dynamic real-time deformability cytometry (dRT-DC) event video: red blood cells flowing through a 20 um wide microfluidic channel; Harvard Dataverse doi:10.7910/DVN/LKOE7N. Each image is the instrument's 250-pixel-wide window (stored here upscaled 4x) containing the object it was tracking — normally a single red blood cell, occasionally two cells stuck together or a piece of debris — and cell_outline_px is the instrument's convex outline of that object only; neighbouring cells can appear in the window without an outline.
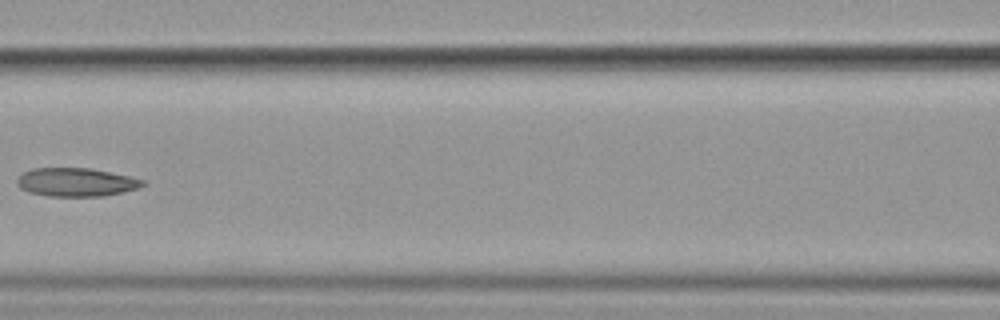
{"species": "common noctule bat (a hibernating species)", "species_latin": "Nyctalus noctula", "temperature_condition": "cold", "stored_images_in_passage": 9, "camera_frame_rate_fps": 3000, "um_per_image_px": 0.085, "animal": {"sex": "female", "body_mass_g": 19.9}, "frame": {"image": 1, "passage_image": 6, "time_ms": 6.0, "image_size_px": [1000, 320], "cell_outline_px": [[144, 184], [140, 188], [104, 196], [48, 196], [28, 192], [20, 188], [16, 184], [16, 180], [24, 172], [32, 168], [92, 168], [128, 176], [144, 180]], "centroid_in_image_um": [6.45, 15.48], "position_along_channel_um": 160.1, "area_um2": 20.87}}
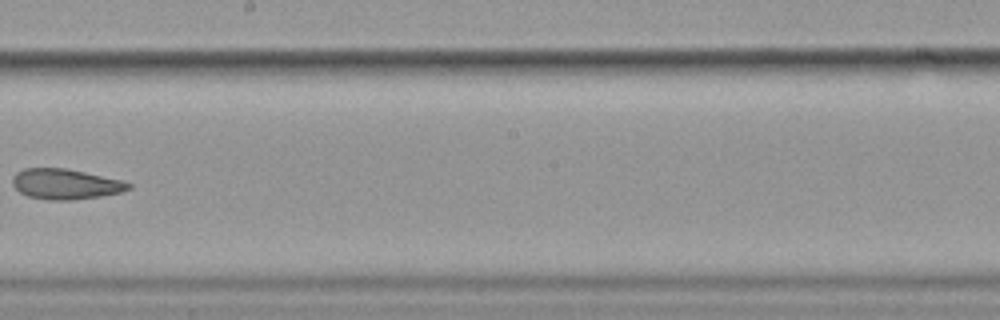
{"frame": {"image": 2, "passage_image": 8, "time_ms": 8.333, "image_size_px": [1000, 320], "cell_outline_px": [[132, 188], [120, 192], [100, 196], [72, 200], [48, 200], [28, 196], [20, 192], [12, 184], [12, 176], [16, 172], [24, 168], [64, 168], [84, 172], [120, 180], [132, 184]], "centroid_in_image_um": [5.53, 15.65], "position_along_channel_um": 242.7, "area_um2": 20.4}}
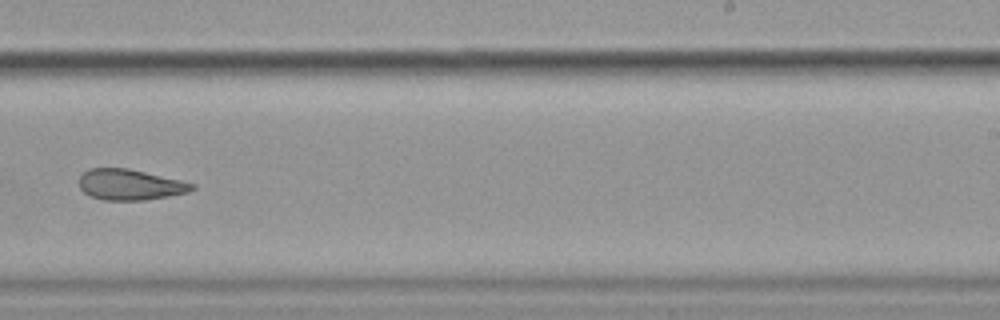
{"frame": {"image": 3, "passage_image": 9, "time_ms": 9.333, "image_size_px": [1000, 320], "cell_outline_px": [[196, 188], [188, 192], [168, 196], [144, 200], [100, 200], [88, 196], [80, 188], [80, 176], [88, 168], [128, 168], [180, 180], [196, 184]], "centroid_in_image_um": [11.04, 15.7], "position_along_channel_um": 278.0, "area_um2": 20.29}}